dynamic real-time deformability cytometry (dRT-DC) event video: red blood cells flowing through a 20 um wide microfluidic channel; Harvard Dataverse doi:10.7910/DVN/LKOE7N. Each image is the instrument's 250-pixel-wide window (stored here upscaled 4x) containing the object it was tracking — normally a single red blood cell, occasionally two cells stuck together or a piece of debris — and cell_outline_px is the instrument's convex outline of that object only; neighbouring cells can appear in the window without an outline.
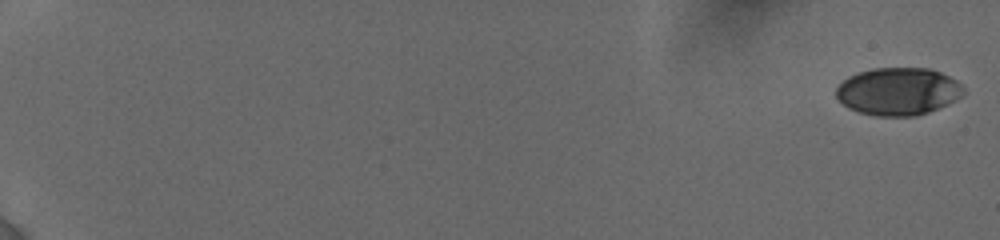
{"species": "human", "species_latin": "Homo sapiens", "temperature_condition": "cold", "stored_images_in_passage": 16, "camera_frame_rate_fps": 3000, "um_per_image_px": 0.085, "donor": {"sex": "female"}, "frame": {"image": 1, "passage_image": 1, "time_ms": 0.0, "image_size_px": [1000, 240], "cell_outline_px": [[964, 92], [956, 100], [948, 104], [928, 112], [916, 116], [876, 116], [860, 112], [848, 108], [836, 96], [836, 88], [848, 76], [856, 72], [872, 68], [932, 68], [956, 80], [964, 88]], "centroid_in_image_um": [76.34, 7.76], "position_along_channel_um": 8.7, "area_um2": 35.37}}
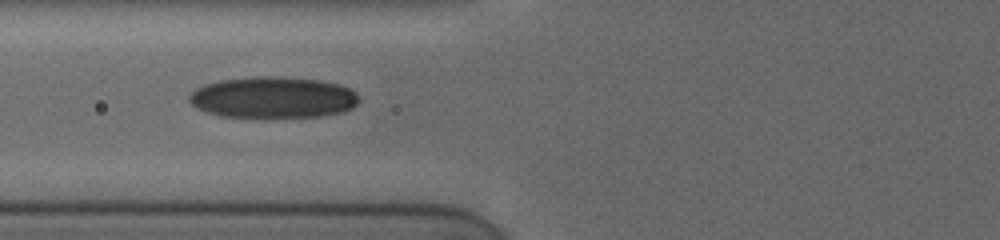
{"frame": {"image": 2, "passage_image": 12, "time_ms": 8.333, "image_size_px": [1000, 240], "cell_outline_px": [[360, 100], [352, 108], [344, 112], [320, 116], [220, 116], [196, 108], [188, 100], [188, 96], [196, 88], [204, 84], [220, 80], [256, 76], [280, 76], [320, 80], [340, 84], [356, 92]], "centroid_in_image_um": [23.22, 8.26], "position_along_channel_um": 102.6, "area_um2": 40.81}}
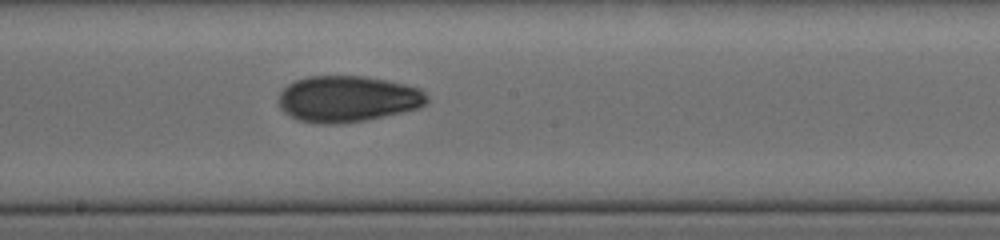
{"frame": {"image": 3, "passage_image": 16, "time_ms": 11.333, "image_size_px": [1000, 240], "cell_outline_px": [[428, 104], [420, 108], [368, 120], [336, 124], [316, 124], [296, 120], [284, 112], [280, 108], [280, 92], [288, 84], [296, 80], [308, 76], [364, 76], [404, 84], [420, 88], [428, 96]], "centroid_in_image_um": [29.56, 8.42], "position_along_channel_um": 218.6, "area_um2": 40.23}}